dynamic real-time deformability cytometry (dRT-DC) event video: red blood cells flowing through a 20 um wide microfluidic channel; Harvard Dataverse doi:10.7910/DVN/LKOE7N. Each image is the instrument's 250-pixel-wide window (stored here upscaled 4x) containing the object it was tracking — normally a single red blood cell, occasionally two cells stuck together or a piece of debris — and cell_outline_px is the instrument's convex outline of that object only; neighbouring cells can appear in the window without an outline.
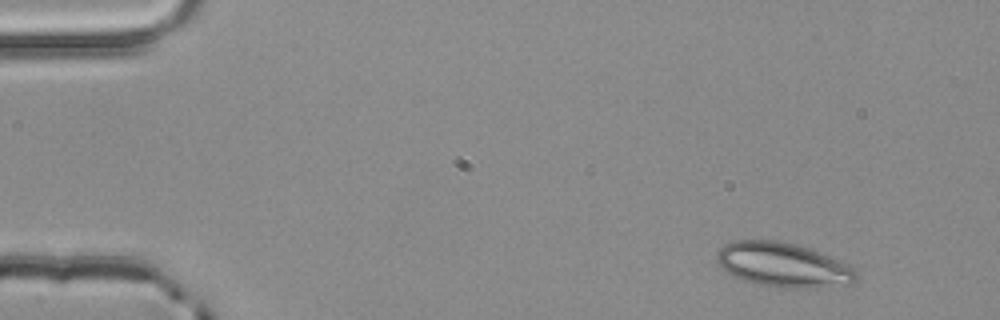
{"species": "common noctule bat (a hibernating species)", "species_latin": "Nyctalus noctula", "temperature_condition": "room temperature", "stored_images_in_passage": 3, "camera_frame_rate_fps": 3000, "um_per_image_px": 0.085, "animal": {"sex": "male", "body_mass_g": 20.4}, "frame": {"image": 1, "passage_image": 1, "time_ms": 0.0, "image_size_px": [1000, 320], "cell_outline_px": [[856, 280], [852, 284], [812, 288], [784, 288], [760, 284], [740, 280], [728, 272], [716, 260], [716, 252], [724, 244], [736, 240], [776, 240], [796, 244], [808, 248], [840, 260], [852, 268], [856, 272]], "centroid_in_image_um": [66.55, 22.51], "position_along_channel_um": 18.4, "area_um2": 36.01}}